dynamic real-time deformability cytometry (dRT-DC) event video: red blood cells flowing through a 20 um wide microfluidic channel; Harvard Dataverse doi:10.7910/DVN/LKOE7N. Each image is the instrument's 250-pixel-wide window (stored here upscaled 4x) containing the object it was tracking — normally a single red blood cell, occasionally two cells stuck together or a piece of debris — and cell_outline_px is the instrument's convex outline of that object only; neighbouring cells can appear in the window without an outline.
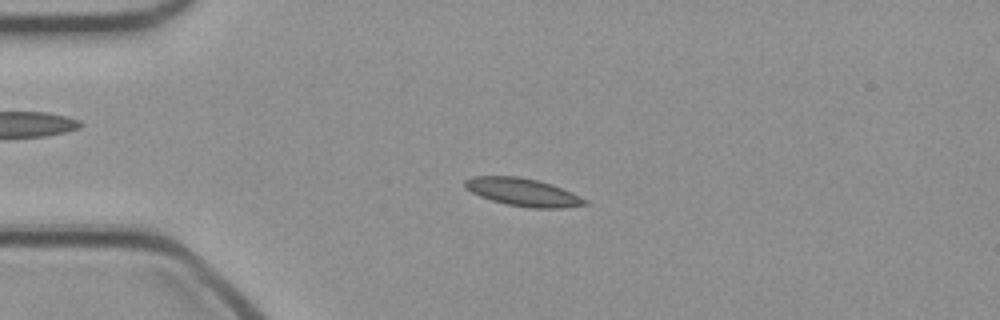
{"species": "common noctule bat (a hibernating species)", "species_latin": "Nyctalus noctula", "temperature_condition": "cold", "stored_images_in_passage": 48, "camera_frame_rate_fps": 3000, "um_per_image_px": 0.085, "animal": {"sex": "female", "body_mass_g": 21.9}, "frame": {"image": 1, "passage_image": 11, "time_ms": 3.333, "image_size_px": [1000, 320], "cell_outline_px": [[588, 204], [564, 208], [528, 208], [504, 204], [480, 196], [464, 188], [464, 180], [472, 176], [520, 176], [552, 184], [572, 192], [588, 200]], "centroid_in_image_um": [44.45, 16.34], "position_along_channel_um": 40.6, "area_um2": 19.65}}
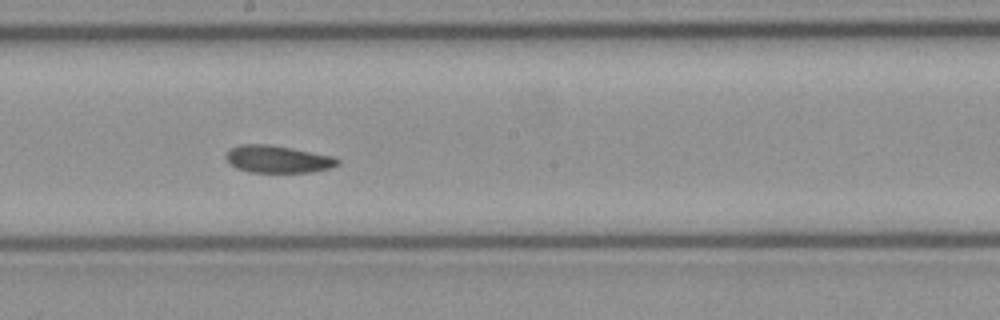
{"frame": {"image": 2, "passage_image": 26, "time_ms": 8.333, "image_size_px": [1000, 320], "cell_outline_px": [[340, 164], [328, 168], [312, 172], [248, 172], [236, 168], [228, 164], [224, 156], [228, 148], [240, 144], [268, 144], [292, 148], [336, 156], [340, 160]], "centroid_in_image_um": [23.57, 13.52], "position_along_channel_um": 224.6, "area_um2": 18.15}}
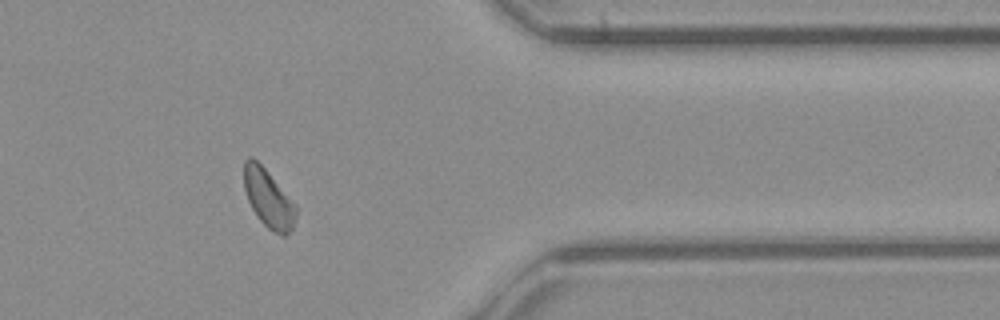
{"frame": {"image": 3, "passage_image": 39, "time_ms": 12.667, "image_size_px": [1000, 320], "cell_outline_px": [[296, 216], [292, 228], [284, 236], [268, 228], [260, 220], [252, 208], [248, 200], [244, 188], [244, 160], [248, 156], [252, 156], [264, 168], [296, 204]], "centroid_in_image_um": [22.8, 16.85], "position_along_channel_um": 388.6, "area_um2": 17.34}}